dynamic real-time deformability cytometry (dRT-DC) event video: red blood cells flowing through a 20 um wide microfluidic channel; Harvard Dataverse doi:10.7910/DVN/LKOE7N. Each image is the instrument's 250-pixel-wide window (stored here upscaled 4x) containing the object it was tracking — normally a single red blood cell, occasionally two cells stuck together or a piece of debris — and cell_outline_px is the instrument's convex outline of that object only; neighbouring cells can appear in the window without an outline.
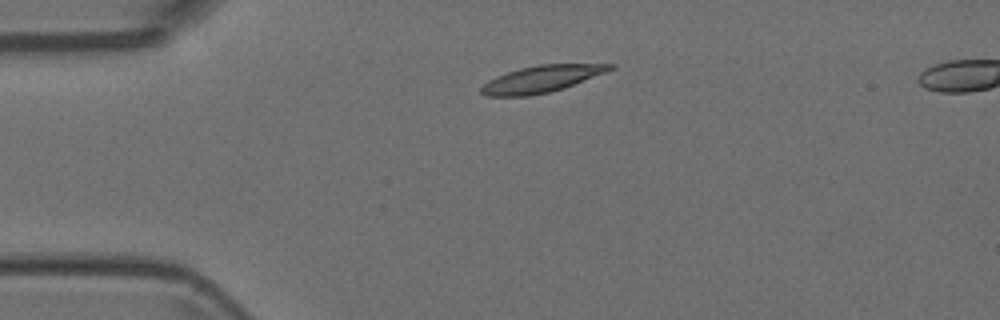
{"species": "Egyptian fruit bat (a non-hibernating species)", "species_latin": "Rousettus aegyptiacus", "temperature_condition": "room temperature", "stored_images_in_passage": 5, "camera_frame_rate_fps": 3000, "um_per_image_px": 0.085, "animal": {"sex": "female"}, "frame": {"image": 1, "passage_image": 3, "time_ms": 0.667, "image_size_px": [1000, 320], "cell_outline_px": [[616, 68], [564, 88], [548, 92], [528, 96], [488, 96], [480, 92], [480, 88], [488, 80], [496, 76], [520, 68], [540, 64], [616, 64]], "centroid_in_image_um": [46.03, 6.71], "position_along_channel_um": 39.0, "area_um2": 19.94}}
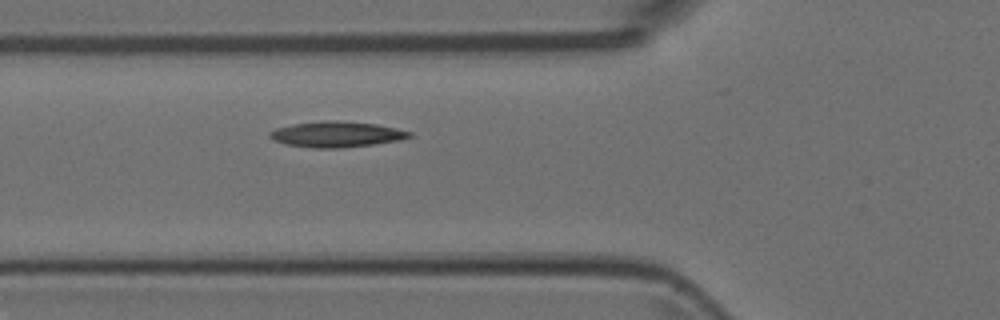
{"frame": {"image": 2, "passage_image": 5, "time_ms": 1.333, "image_size_px": [1000, 320], "cell_outline_px": [[412, 136], [400, 140], [372, 144], [340, 148], [312, 148], [284, 144], [268, 136], [268, 132], [276, 128], [296, 124], [320, 120], [336, 120], [376, 124], [396, 128], [412, 132]], "centroid_in_image_um": [28.6, 11.41], "position_along_channel_um": 97.2, "area_um2": 20.87}}